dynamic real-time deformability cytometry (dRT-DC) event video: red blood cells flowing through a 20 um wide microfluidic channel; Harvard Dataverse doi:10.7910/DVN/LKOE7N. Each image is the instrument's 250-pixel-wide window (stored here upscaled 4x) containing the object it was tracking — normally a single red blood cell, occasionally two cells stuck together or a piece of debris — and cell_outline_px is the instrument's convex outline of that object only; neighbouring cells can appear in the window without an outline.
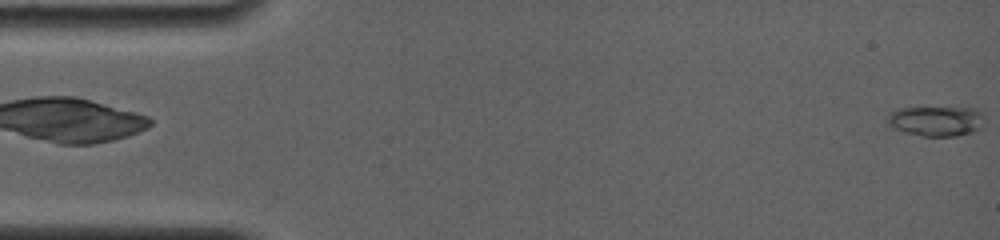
{"species": "common noctule bat (a hibernating species)", "species_latin": "Nyctalus noctula", "temperature_condition": "room temperature", "stored_images_in_passage": 6, "camera_frame_rate_fps": 4000, "um_per_image_px": 0.085, "animal": {"sex": "female", "body_mass_g": 19.0, "forearm_length_mm": 56.7}, "frame": {"image": 1, "passage_image": 6, "time_ms": 5.25, "image_size_px": [1000, 240], "cell_outline_px": [[984, 116], [980, 128], [972, 132], [956, 136], [924, 136], [904, 132], [892, 128], [888, 124], [888, 116], [892, 112], [904, 108], [972, 108], [980, 112]], "centroid_in_image_um": [79.58, 10.3], "position_along_channel_um": 5.4, "area_um2": 16.7}}